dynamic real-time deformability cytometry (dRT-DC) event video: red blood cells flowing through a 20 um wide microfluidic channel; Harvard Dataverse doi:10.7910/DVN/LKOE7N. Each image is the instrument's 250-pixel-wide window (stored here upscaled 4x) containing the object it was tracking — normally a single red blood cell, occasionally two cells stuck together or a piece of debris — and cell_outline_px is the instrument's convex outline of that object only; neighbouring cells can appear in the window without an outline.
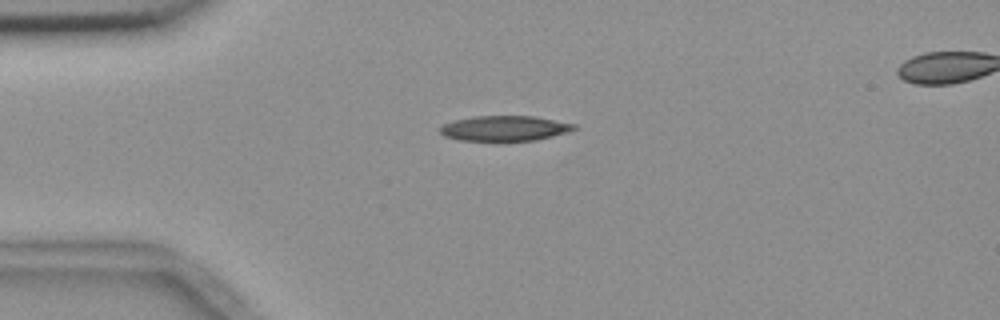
{"species": "common noctule bat (a hibernating species)", "species_latin": "Nyctalus noctula", "temperature_condition": "room temperature", "stored_images_in_passage": 44, "segment_of_instrument_passage": [1, 2], "camera_frame_rate_fps": 3000, "um_per_image_px": 0.085, "animal": {"sex": "female", "body_mass_g": 18.4}, "frame": {"image": 1, "passage_image": 1, "time_ms": 0.0, "image_size_px": [1000, 320], "cell_outline_px": [[576, 128], [568, 132], [536, 140], [504, 144], [500, 144], [460, 140], [444, 136], [440, 132], [440, 128], [444, 124], [452, 120], [476, 116], [536, 116], [576, 124]], "centroid_in_image_um": [42.88, 10.96], "position_along_channel_um": 42.1, "area_um2": 20.69}}
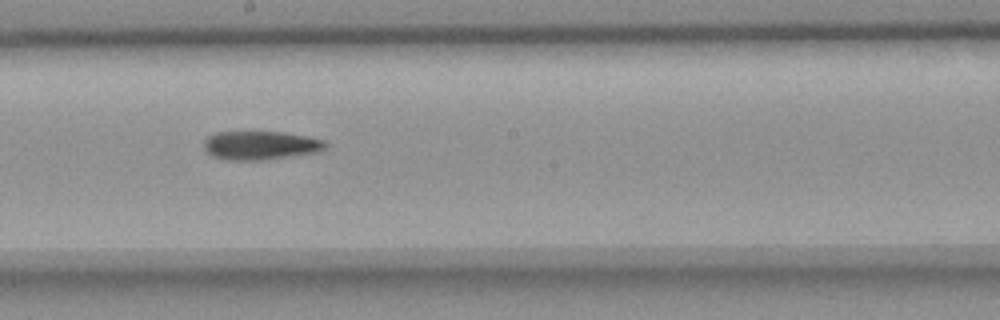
{"frame": {"image": 2, "passage_image": 18, "time_ms": 5.667, "image_size_px": [1000, 320], "cell_outline_px": [[328, 144], [324, 148], [316, 152], [268, 160], [224, 160], [212, 156], [204, 148], [204, 140], [208, 136], [216, 132], [284, 132], [308, 136], [324, 140]], "centroid_in_image_um": [22.13, 12.36], "position_along_channel_um": 226.1, "area_um2": 20.46}}
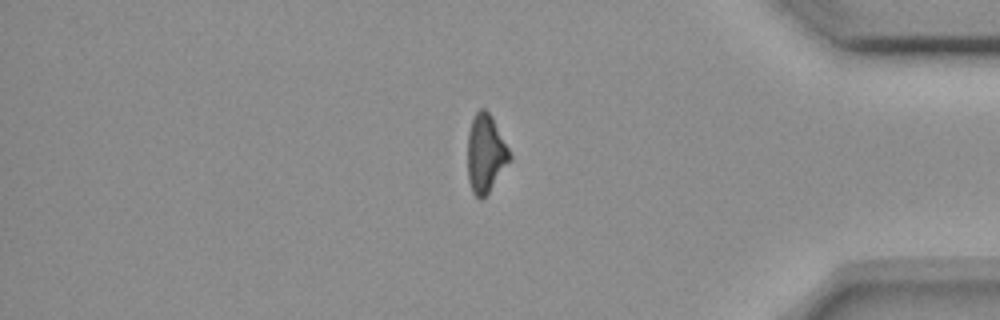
{"frame": {"image": 3, "passage_image": 34, "time_ms": 11.0, "image_size_px": [1000, 320], "cell_outline_px": [[512, 160], [488, 192], [480, 200], [472, 192], [468, 180], [468, 132], [472, 116], [480, 108], [484, 108], [492, 116], [512, 156]], "centroid_in_image_um": [41.27, 13.03], "position_along_channel_um": 393.9, "area_um2": 19.25}}